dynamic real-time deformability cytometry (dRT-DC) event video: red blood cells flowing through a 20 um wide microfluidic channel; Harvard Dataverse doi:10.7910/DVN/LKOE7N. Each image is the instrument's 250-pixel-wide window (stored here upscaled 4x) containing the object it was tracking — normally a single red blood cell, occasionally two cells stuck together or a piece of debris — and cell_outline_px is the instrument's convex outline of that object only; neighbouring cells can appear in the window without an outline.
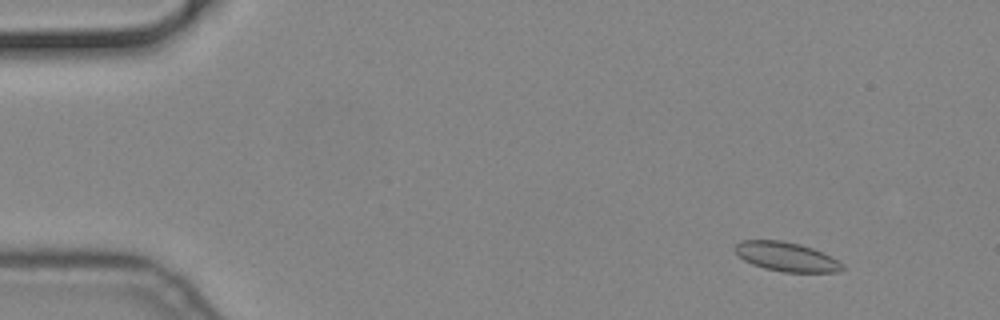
{"species": "common noctule bat (a hibernating species)", "species_latin": "Nyctalus noctula", "temperature_condition": "cold", "stored_images_in_passage": 58, "camera_frame_rate_fps": 3000, "um_per_image_px": 0.085, "animal": {"sex": "male", "body_mass_g": 19.2, "forearm_length_mm": 51.8}, "frame": {"image": 1, "passage_image": 7, "time_ms": 2.0, "image_size_px": [1000, 320], "cell_outline_px": [[844, 268], [840, 272], [784, 272], [764, 268], [752, 264], [744, 260], [736, 252], [736, 244], [740, 240], [784, 240], [800, 244], [812, 248], [844, 264]], "centroid_in_image_um": [66.84, 21.82], "position_along_channel_um": 18.2, "area_um2": 18.09}}
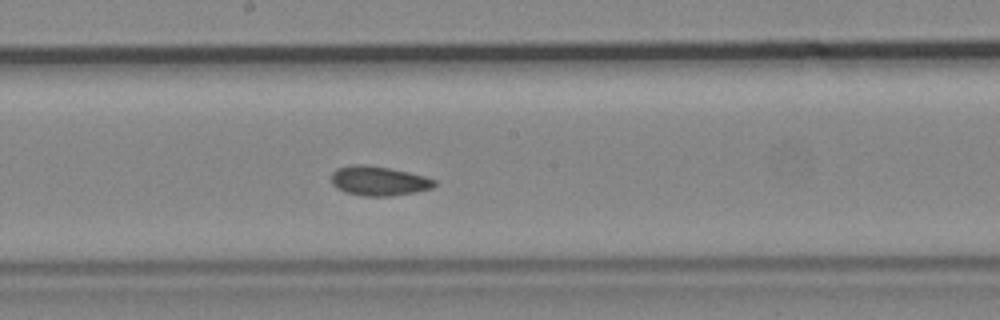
{"frame": {"image": 2, "passage_image": 32, "time_ms": 10.333, "image_size_px": [1000, 320], "cell_outline_px": [[436, 184], [432, 188], [416, 192], [388, 196], [364, 196], [344, 192], [336, 188], [332, 184], [332, 172], [336, 168], [352, 164], [364, 164], [388, 168], [408, 172], [424, 176], [436, 180]], "centroid_in_image_um": [32.16, 15.37], "position_along_channel_um": 216.0, "area_um2": 17.74}}
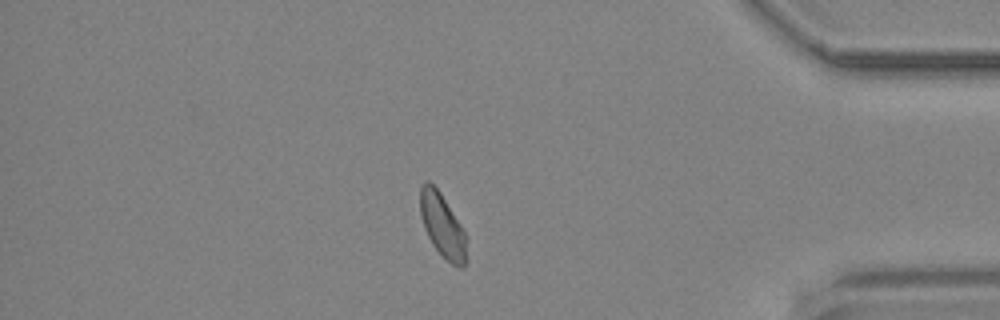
{"frame": {"image": 3, "passage_image": 50, "time_ms": 16.333, "image_size_px": [1000, 320], "cell_outline_px": [[468, 260], [464, 268], [460, 268], [452, 264], [432, 244], [424, 228], [420, 212], [420, 188], [424, 180], [428, 180], [440, 192], [460, 224], [464, 232]], "centroid_in_image_um": [37.61, 19.18], "position_along_channel_um": 397.6, "area_um2": 17.05}}